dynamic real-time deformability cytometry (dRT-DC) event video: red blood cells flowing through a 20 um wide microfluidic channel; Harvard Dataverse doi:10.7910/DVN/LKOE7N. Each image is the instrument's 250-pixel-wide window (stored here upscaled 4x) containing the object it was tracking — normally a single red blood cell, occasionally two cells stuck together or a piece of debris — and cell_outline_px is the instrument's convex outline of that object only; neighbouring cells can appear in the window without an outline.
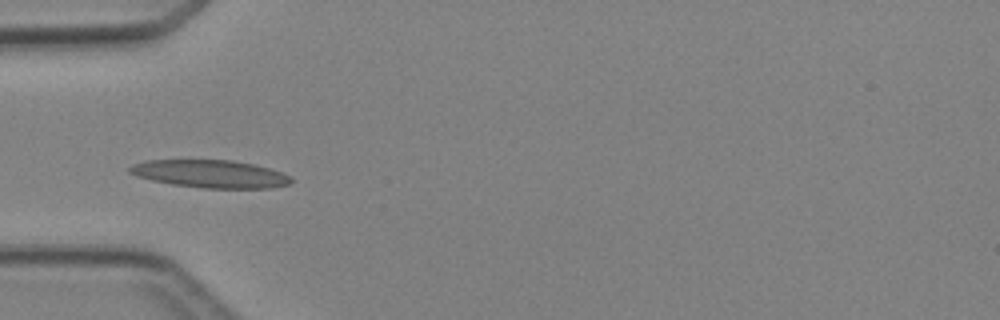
{"species": "Egyptian fruit bat (a non-hibernating species)", "species_latin": "Rousettus aegyptiacus", "temperature_condition": "cold", "stored_images_in_passage": 5, "camera_frame_rate_fps": 3000, "um_per_image_px": 0.085, "animal": {"sex": "female"}, "frame": {"image": 1, "passage_image": 5, "time_ms": 4.667, "image_size_px": [1000, 320], "cell_outline_px": [[292, 180], [288, 184], [272, 188], [204, 188], [172, 184], [152, 180], [136, 176], [128, 172], [128, 168], [132, 164], [144, 160], [232, 160], [252, 164], [268, 168], [292, 176]], "centroid_in_image_um": [17.84, 14.78], "position_along_channel_um": 67.2, "area_um2": 26.07}}